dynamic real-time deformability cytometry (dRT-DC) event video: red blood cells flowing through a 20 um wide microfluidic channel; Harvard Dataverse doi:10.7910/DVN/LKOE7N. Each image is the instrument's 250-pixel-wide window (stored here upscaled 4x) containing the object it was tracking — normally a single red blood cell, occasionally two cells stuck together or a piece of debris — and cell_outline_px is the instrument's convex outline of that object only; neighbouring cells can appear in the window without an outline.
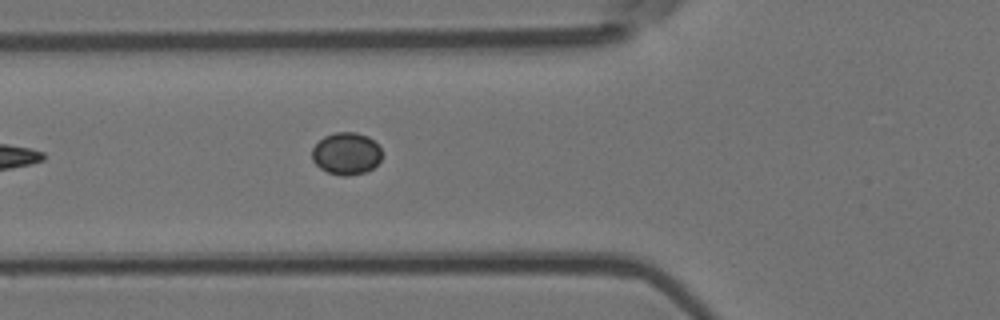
{"species": "Egyptian fruit bat (a non-hibernating species)", "species_latin": "Rousettus aegyptiacus", "temperature_condition": "room temperature", "stored_images_in_passage": 5, "camera_frame_rate_fps": 3000, "um_per_image_px": 0.085, "animal": {"sex": "female"}, "frame": {"image": 1, "passage_image": 5, "time_ms": 1.333, "image_size_px": [1000, 320], "cell_outline_px": [[380, 160], [372, 168], [364, 172], [348, 176], [344, 176], [328, 172], [320, 168], [312, 160], [312, 148], [324, 136], [336, 132], [356, 132], [368, 136], [380, 148]], "centroid_in_image_um": [29.41, 13.05], "position_along_channel_um": 96.4, "area_um2": 16.99}}